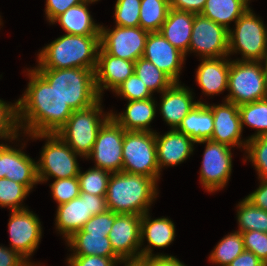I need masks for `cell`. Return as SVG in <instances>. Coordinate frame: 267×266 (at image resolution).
I'll return each mask as SVG.
<instances>
[{"mask_svg":"<svg viewBox=\"0 0 267 266\" xmlns=\"http://www.w3.org/2000/svg\"><path fill=\"white\" fill-rule=\"evenodd\" d=\"M251 7L228 30V56L241 53L238 61H261L267 54V27Z\"/></svg>","mask_w":267,"mask_h":266,"instance_id":"obj_7","label":"cell"},{"mask_svg":"<svg viewBox=\"0 0 267 266\" xmlns=\"http://www.w3.org/2000/svg\"><path fill=\"white\" fill-rule=\"evenodd\" d=\"M195 13L169 9L160 33L185 56L188 55Z\"/></svg>","mask_w":267,"mask_h":266,"instance_id":"obj_27","label":"cell"},{"mask_svg":"<svg viewBox=\"0 0 267 266\" xmlns=\"http://www.w3.org/2000/svg\"><path fill=\"white\" fill-rule=\"evenodd\" d=\"M31 191L23 184L0 178V207L10 211L27 209L22 203Z\"/></svg>","mask_w":267,"mask_h":266,"instance_id":"obj_36","label":"cell"},{"mask_svg":"<svg viewBox=\"0 0 267 266\" xmlns=\"http://www.w3.org/2000/svg\"><path fill=\"white\" fill-rule=\"evenodd\" d=\"M134 66L135 62L109 55L100 47L95 70V86L98 95L102 98L105 89L114 92L134 73Z\"/></svg>","mask_w":267,"mask_h":266,"instance_id":"obj_21","label":"cell"},{"mask_svg":"<svg viewBox=\"0 0 267 266\" xmlns=\"http://www.w3.org/2000/svg\"><path fill=\"white\" fill-rule=\"evenodd\" d=\"M31 140H46L37 161L39 184L51 177L56 179L73 178L79 175L80 166L76 154L56 133L26 135Z\"/></svg>","mask_w":267,"mask_h":266,"instance_id":"obj_6","label":"cell"},{"mask_svg":"<svg viewBox=\"0 0 267 266\" xmlns=\"http://www.w3.org/2000/svg\"><path fill=\"white\" fill-rule=\"evenodd\" d=\"M102 106V98H100L88 108L73 111L67 122L56 132L76 154L84 159L90 155L99 129L111 117V111L104 112Z\"/></svg>","mask_w":267,"mask_h":266,"instance_id":"obj_5","label":"cell"},{"mask_svg":"<svg viewBox=\"0 0 267 266\" xmlns=\"http://www.w3.org/2000/svg\"><path fill=\"white\" fill-rule=\"evenodd\" d=\"M146 266H187L176 256H152L146 257Z\"/></svg>","mask_w":267,"mask_h":266,"instance_id":"obj_51","label":"cell"},{"mask_svg":"<svg viewBox=\"0 0 267 266\" xmlns=\"http://www.w3.org/2000/svg\"><path fill=\"white\" fill-rule=\"evenodd\" d=\"M201 58L228 56V30L211 19L195 14L188 54Z\"/></svg>","mask_w":267,"mask_h":266,"instance_id":"obj_15","label":"cell"},{"mask_svg":"<svg viewBox=\"0 0 267 266\" xmlns=\"http://www.w3.org/2000/svg\"><path fill=\"white\" fill-rule=\"evenodd\" d=\"M35 70L73 111L88 108L101 98L95 86V70L83 68Z\"/></svg>","mask_w":267,"mask_h":266,"instance_id":"obj_4","label":"cell"},{"mask_svg":"<svg viewBox=\"0 0 267 266\" xmlns=\"http://www.w3.org/2000/svg\"><path fill=\"white\" fill-rule=\"evenodd\" d=\"M214 117V128L211 140L226 144L230 147L246 150L248 139H242L243 129L239 106L228 101L222 104H208Z\"/></svg>","mask_w":267,"mask_h":266,"instance_id":"obj_18","label":"cell"},{"mask_svg":"<svg viewBox=\"0 0 267 266\" xmlns=\"http://www.w3.org/2000/svg\"><path fill=\"white\" fill-rule=\"evenodd\" d=\"M116 96L122 97L127 101L143 100L153 98L150 90L143 84L142 80L135 74L130 75L115 90Z\"/></svg>","mask_w":267,"mask_h":266,"instance_id":"obj_41","label":"cell"},{"mask_svg":"<svg viewBox=\"0 0 267 266\" xmlns=\"http://www.w3.org/2000/svg\"><path fill=\"white\" fill-rule=\"evenodd\" d=\"M244 250L242 234L235 230L216 244L210 253L209 261L218 266H228Z\"/></svg>","mask_w":267,"mask_h":266,"instance_id":"obj_33","label":"cell"},{"mask_svg":"<svg viewBox=\"0 0 267 266\" xmlns=\"http://www.w3.org/2000/svg\"><path fill=\"white\" fill-rule=\"evenodd\" d=\"M119 257H102L97 255H69L66 259L68 266H116Z\"/></svg>","mask_w":267,"mask_h":266,"instance_id":"obj_45","label":"cell"},{"mask_svg":"<svg viewBox=\"0 0 267 266\" xmlns=\"http://www.w3.org/2000/svg\"><path fill=\"white\" fill-rule=\"evenodd\" d=\"M126 109L123 113L111 111V117L125 130V131H147L156 132L152 130L151 123L156 116L157 101L155 98L127 101Z\"/></svg>","mask_w":267,"mask_h":266,"instance_id":"obj_25","label":"cell"},{"mask_svg":"<svg viewBox=\"0 0 267 266\" xmlns=\"http://www.w3.org/2000/svg\"><path fill=\"white\" fill-rule=\"evenodd\" d=\"M87 0H46L45 4V16L49 24L61 14H63L68 8L78 5Z\"/></svg>","mask_w":267,"mask_h":266,"instance_id":"obj_46","label":"cell"},{"mask_svg":"<svg viewBox=\"0 0 267 266\" xmlns=\"http://www.w3.org/2000/svg\"><path fill=\"white\" fill-rule=\"evenodd\" d=\"M0 144V178L5 177L4 173V143Z\"/></svg>","mask_w":267,"mask_h":266,"instance_id":"obj_53","label":"cell"},{"mask_svg":"<svg viewBox=\"0 0 267 266\" xmlns=\"http://www.w3.org/2000/svg\"><path fill=\"white\" fill-rule=\"evenodd\" d=\"M141 218L142 215L115 213L108 238L121 260L141 258Z\"/></svg>","mask_w":267,"mask_h":266,"instance_id":"obj_16","label":"cell"},{"mask_svg":"<svg viewBox=\"0 0 267 266\" xmlns=\"http://www.w3.org/2000/svg\"><path fill=\"white\" fill-rule=\"evenodd\" d=\"M214 117L207 104L199 103L183 119L178 131L189 136L195 143L209 140L213 134Z\"/></svg>","mask_w":267,"mask_h":266,"instance_id":"obj_28","label":"cell"},{"mask_svg":"<svg viewBox=\"0 0 267 266\" xmlns=\"http://www.w3.org/2000/svg\"><path fill=\"white\" fill-rule=\"evenodd\" d=\"M143 58L152 62L174 83H179L186 56L175 48L160 32H149Z\"/></svg>","mask_w":267,"mask_h":266,"instance_id":"obj_17","label":"cell"},{"mask_svg":"<svg viewBox=\"0 0 267 266\" xmlns=\"http://www.w3.org/2000/svg\"><path fill=\"white\" fill-rule=\"evenodd\" d=\"M158 183L150 177L126 172L111 173L106 204L117 214L144 215L157 199Z\"/></svg>","mask_w":267,"mask_h":266,"instance_id":"obj_3","label":"cell"},{"mask_svg":"<svg viewBox=\"0 0 267 266\" xmlns=\"http://www.w3.org/2000/svg\"><path fill=\"white\" fill-rule=\"evenodd\" d=\"M245 153L244 161L252 162L258 179H267V135L249 139Z\"/></svg>","mask_w":267,"mask_h":266,"instance_id":"obj_39","label":"cell"},{"mask_svg":"<svg viewBox=\"0 0 267 266\" xmlns=\"http://www.w3.org/2000/svg\"><path fill=\"white\" fill-rule=\"evenodd\" d=\"M175 224L168 217L151 218L147 212L141 218V258L152 256H165L162 253H153V248H166L175 239ZM148 242L144 246V242ZM142 245L144 247H142Z\"/></svg>","mask_w":267,"mask_h":266,"instance_id":"obj_22","label":"cell"},{"mask_svg":"<svg viewBox=\"0 0 267 266\" xmlns=\"http://www.w3.org/2000/svg\"><path fill=\"white\" fill-rule=\"evenodd\" d=\"M242 129L244 126L255 129L247 139L267 135V98L239 106Z\"/></svg>","mask_w":267,"mask_h":266,"instance_id":"obj_31","label":"cell"},{"mask_svg":"<svg viewBox=\"0 0 267 266\" xmlns=\"http://www.w3.org/2000/svg\"><path fill=\"white\" fill-rule=\"evenodd\" d=\"M0 266H31L10 247L0 245Z\"/></svg>","mask_w":267,"mask_h":266,"instance_id":"obj_47","label":"cell"},{"mask_svg":"<svg viewBox=\"0 0 267 266\" xmlns=\"http://www.w3.org/2000/svg\"><path fill=\"white\" fill-rule=\"evenodd\" d=\"M108 210L106 196L80 192L79 197L57 206L55 228L65 241L93 216Z\"/></svg>","mask_w":267,"mask_h":266,"instance_id":"obj_10","label":"cell"},{"mask_svg":"<svg viewBox=\"0 0 267 266\" xmlns=\"http://www.w3.org/2000/svg\"><path fill=\"white\" fill-rule=\"evenodd\" d=\"M261 62L264 68V73H265V78H266V83H267V54L264 56Z\"/></svg>","mask_w":267,"mask_h":266,"instance_id":"obj_54","label":"cell"},{"mask_svg":"<svg viewBox=\"0 0 267 266\" xmlns=\"http://www.w3.org/2000/svg\"><path fill=\"white\" fill-rule=\"evenodd\" d=\"M115 220V213L107 210L105 213L93 215L82 230L91 234H109Z\"/></svg>","mask_w":267,"mask_h":266,"instance_id":"obj_44","label":"cell"},{"mask_svg":"<svg viewBox=\"0 0 267 266\" xmlns=\"http://www.w3.org/2000/svg\"><path fill=\"white\" fill-rule=\"evenodd\" d=\"M239 232L261 231L267 233V211L258 208L246 198L236 205Z\"/></svg>","mask_w":267,"mask_h":266,"instance_id":"obj_32","label":"cell"},{"mask_svg":"<svg viewBox=\"0 0 267 266\" xmlns=\"http://www.w3.org/2000/svg\"><path fill=\"white\" fill-rule=\"evenodd\" d=\"M111 172L101 168H89L85 172L79 171L78 180L80 192H85L97 196H106L108 181Z\"/></svg>","mask_w":267,"mask_h":266,"instance_id":"obj_37","label":"cell"},{"mask_svg":"<svg viewBox=\"0 0 267 266\" xmlns=\"http://www.w3.org/2000/svg\"><path fill=\"white\" fill-rule=\"evenodd\" d=\"M134 72L153 94L162 93L174 82L152 62L141 57L135 61Z\"/></svg>","mask_w":267,"mask_h":266,"instance_id":"obj_35","label":"cell"},{"mask_svg":"<svg viewBox=\"0 0 267 266\" xmlns=\"http://www.w3.org/2000/svg\"><path fill=\"white\" fill-rule=\"evenodd\" d=\"M100 35L64 34L37 54L34 69L83 68L96 70Z\"/></svg>","mask_w":267,"mask_h":266,"instance_id":"obj_2","label":"cell"},{"mask_svg":"<svg viewBox=\"0 0 267 266\" xmlns=\"http://www.w3.org/2000/svg\"><path fill=\"white\" fill-rule=\"evenodd\" d=\"M157 164L160 173L163 167H174L186 161L194 151L196 144L189 136L170 129L165 134L160 135L155 132Z\"/></svg>","mask_w":267,"mask_h":266,"instance_id":"obj_19","label":"cell"},{"mask_svg":"<svg viewBox=\"0 0 267 266\" xmlns=\"http://www.w3.org/2000/svg\"><path fill=\"white\" fill-rule=\"evenodd\" d=\"M244 249L253 252L267 265V233L261 231L241 232Z\"/></svg>","mask_w":267,"mask_h":266,"instance_id":"obj_43","label":"cell"},{"mask_svg":"<svg viewBox=\"0 0 267 266\" xmlns=\"http://www.w3.org/2000/svg\"><path fill=\"white\" fill-rule=\"evenodd\" d=\"M169 9V0H141L139 26L149 32H159Z\"/></svg>","mask_w":267,"mask_h":266,"instance_id":"obj_34","label":"cell"},{"mask_svg":"<svg viewBox=\"0 0 267 266\" xmlns=\"http://www.w3.org/2000/svg\"><path fill=\"white\" fill-rule=\"evenodd\" d=\"M149 31L139 27L100 26V47L117 58L135 62L143 56Z\"/></svg>","mask_w":267,"mask_h":266,"instance_id":"obj_13","label":"cell"},{"mask_svg":"<svg viewBox=\"0 0 267 266\" xmlns=\"http://www.w3.org/2000/svg\"><path fill=\"white\" fill-rule=\"evenodd\" d=\"M1 25H3V23H2V20H1V15H0V26H1Z\"/></svg>","mask_w":267,"mask_h":266,"instance_id":"obj_55","label":"cell"},{"mask_svg":"<svg viewBox=\"0 0 267 266\" xmlns=\"http://www.w3.org/2000/svg\"><path fill=\"white\" fill-rule=\"evenodd\" d=\"M228 266H267L253 252L244 250Z\"/></svg>","mask_w":267,"mask_h":266,"instance_id":"obj_50","label":"cell"},{"mask_svg":"<svg viewBox=\"0 0 267 266\" xmlns=\"http://www.w3.org/2000/svg\"><path fill=\"white\" fill-rule=\"evenodd\" d=\"M25 145L24 141L18 149L4 143V173L5 178L23 184L32 191L39 183L37 161L22 151Z\"/></svg>","mask_w":267,"mask_h":266,"instance_id":"obj_23","label":"cell"},{"mask_svg":"<svg viewBox=\"0 0 267 266\" xmlns=\"http://www.w3.org/2000/svg\"><path fill=\"white\" fill-rule=\"evenodd\" d=\"M49 185L51 195L57 206L69 202L80 195L78 177L56 179Z\"/></svg>","mask_w":267,"mask_h":266,"instance_id":"obj_42","label":"cell"},{"mask_svg":"<svg viewBox=\"0 0 267 266\" xmlns=\"http://www.w3.org/2000/svg\"><path fill=\"white\" fill-rule=\"evenodd\" d=\"M65 242L72 251L71 255L118 257L112 249L108 234H91L80 229Z\"/></svg>","mask_w":267,"mask_h":266,"instance_id":"obj_29","label":"cell"},{"mask_svg":"<svg viewBox=\"0 0 267 266\" xmlns=\"http://www.w3.org/2000/svg\"><path fill=\"white\" fill-rule=\"evenodd\" d=\"M22 135L17 121V101L9 103L0 99V140L7 142L20 141Z\"/></svg>","mask_w":267,"mask_h":266,"instance_id":"obj_38","label":"cell"},{"mask_svg":"<svg viewBox=\"0 0 267 266\" xmlns=\"http://www.w3.org/2000/svg\"><path fill=\"white\" fill-rule=\"evenodd\" d=\"M192 89L185 87L181 82L173 83L168 89L161 93L159 111L163 121L171 129H177L182 119L199 103L194 100Z\"/></svg>","mask_w":267,"mask_h":266,"instance_id":"obj_20","label":"cell"},{"mask_svg":"<svg viewBox=\"0 0 267 266\" xmlns=\"http://www.w3.org/2000/svg\"><path fill=\"white\" fill-rule=\"evenodd\" d=\"M250 0H206L200 13L229 30L230 22H235L250 8Z\"/></svg>","mask_w":267,"mask_h":266,"instance_id":"obj_30","label":"cell"},{"mask_svg":"<svg viewBox=\"0 0 267 266\" xmlns=\"http://www.w3.org/2000/svg\"><path fill=\"white\" fill-rule=\"evenodd\" d=\"M224 101L237 106L267 98V83L261 61H238L230 58L228 90Z\"/></svg>","mask_w":267,"mask_h":266,"instance_id":"obj_8","label":"cell"},{"mask_svg":"<svg viewBox=\"0 0 267 266\" xmlns=\"http://www.w3.org/2000/svg\"><path fill=\"white\" fill-rule=\"evenodd\" d=\"M259 186L245 198L253 205L267 211V179H259Z\"/></svg>","mask_w":267,"mask_h":266,"instance_id":"obj_48","label":"cell"},{"mask_svg":"<svg viewBox=\"0 0 267 266\" xmlns=\"http://www.w3.org/2000/svg\"><path fill=\"white\" fill-rule=\"evenodd\" d=\"M8 232L10 248L22 256L31 266H41L33 263L30 257L34 254L42 238V225L39 217L28 208L10 211Z\"/></svg>","mask_w":267,"mask_h":266,"instance_id":"obj_12","label":"cell"},{"mask_svg":"<svg viewBox=\"0 0 267 266\" xmlns=\"http://www.w3.org/2000/svg\"><path fill=\"white\" fill-rule=\"evenodd\" d=\"M118 264L123 266H146V258L119 260L116 266Z\"/></svg>","mask_w":267,"mask_h":266,"instance_id":"obj_52","label":"cell"},{"mask_svg":"<svg viewBox=\"0 0 267 266\" xmlns=\"http://www.w3.org/2000/svg\"><path fill=\"white\" fill-rule=\"evenodd\" d=\"M141 0H116L114 7L115 25L139 27Z\"/></svg>","mask_w":267,"mask_h":266,"instance_id":"obj_40","label":"cell"},{"mask_svg":"<svg viewBox=\"0 0 267 266\" xmlns=\"http://www.w3.org/2000/svg\"><path fill=\"white\" fill-rule=\"evenodd\" d=\"M229 56L219 58H201L196 69L195 80L204 96L221 94L228 89L230 70Z\"/></svg>","mask_w":267,"mask_h":266,"instance_id":"obj_24","label":"cell"},{"mask_svg":"<svg viewBox=\"0 0 267 266\" xmlns=\"http://www.w3.org/2000/svg\"><path fill=\"white\" fill-rule=\"evenodd\" d=\"M99 0H87L78 5L68 8L63 14L59 15L52 25L58 23L66 34L72 35H100V24H96L89 11V4Z\"/></svg>","mask_w":267,"mask_h":266,"instance_id":"obj_26","label":"cell"},{"mask_svg":"<svg viewBox=\"0 0 267 266\" xmlns=\"http://www.w3.org/2000/svg\"><path fill=\"white\" fill-rule=\"evenodd\" d=\"M125 130L110 117L99 129L93 149L87 160H94L93 167L111 173L121 172Z\"/></svg>","mask_w":267,"mask_h":266,"instance_id":"obj_14","label":"cell"},{"mask_svg":"<svg viewBox=\"0 0 267 266\" xmlns=\"http://www.w3.org/2000/svg\"><path fill=\"white\" fill-rule=\"evenodd\" d=\"M196 143H206L199 171L200 184L209 193L224 189L232 173V147L211 139Z\"/></svg>","mask_w":267,"mask_h":266,"instance_id":"obj_11","label":"cell"},{"mask_svg":"<svg viewBox=\"0 0 267 266\" xmlns=\"http://www.w3.org/2000/svg\"><path fill=\"white\" fill-rule=\"evenodd\" d=\"M169 2L171 9L200 14L206 0H169Z\"/></svg>","mask_w":267,"mask_h":266,"instance_id":"obj_49","label":"cell"},{"mask_svg":"<svg viewBox=\"0 0 267 266\" xmlns=\"http://www.w3.org/2000/svg\"><path fill=\"white\" fill-rule=\"evenodd\" d=\"M122 157L123 172L160 180L155 132L125 131Z\"/></svg>","mask_w":267,"mask_h":266,"instance_id":"obj_9","label":"cell"},{"mask_svg":"<svg viewBox=\"0 0 267 266\" xmlns=\"http://www.w3.org/2000/svg\"><path fill=\"white\" fill-rule=\"evenodd\" d=\"M29 82L17 101L20 133H56L69 119L73 110L49 83L35 70L27 68Z\"/></svg>","mask_w":267,"mask_h":266,"instance_id":"obj_1","label":"cell"}]
</instances>
